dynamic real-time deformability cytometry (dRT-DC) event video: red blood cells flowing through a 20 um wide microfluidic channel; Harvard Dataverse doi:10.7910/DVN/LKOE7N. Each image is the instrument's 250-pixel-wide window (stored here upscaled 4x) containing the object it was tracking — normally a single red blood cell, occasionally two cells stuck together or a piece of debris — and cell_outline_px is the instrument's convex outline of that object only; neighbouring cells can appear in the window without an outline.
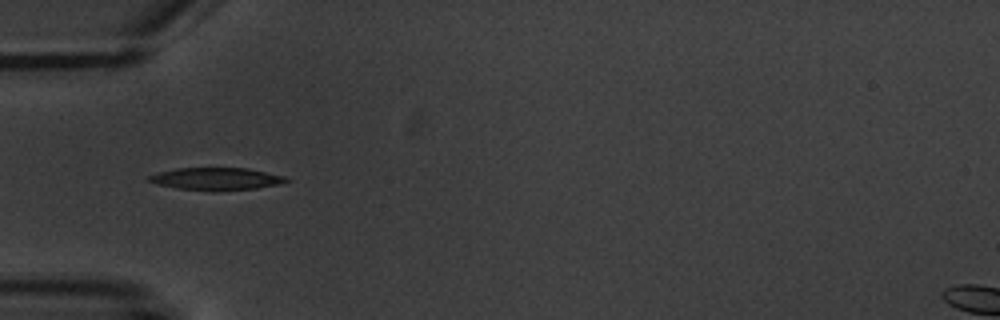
{"species": "common noctule bat (a hibernating species)", "species_latin": "Nyctalus noctula", "temperature_condition": "warm", "stored_images_in_passage": 5, "camera_frame_rate_fps": 3000, "um_per_image_px": 0.085, "animal": {"sex": "male", "body_mass_g": 20.1, "forearm_length_mm": 53.5}, "frame": {"image": 1, "passage_image": 5, "time_ms": 4.667, "image_size_px": [1000, 320], "cell_outline_px": [[292, 180], [280, 184], [256, 188], [212, 192], [176, 188], [156, 184], [148, 180], [148, 176], [160, 172], [176, 168], [248, 168], [284, 176]], "centroid_in_image_um": [18.4, 15.21], "position_along_channel_um": 66.6, "area_um2": 18.09}}